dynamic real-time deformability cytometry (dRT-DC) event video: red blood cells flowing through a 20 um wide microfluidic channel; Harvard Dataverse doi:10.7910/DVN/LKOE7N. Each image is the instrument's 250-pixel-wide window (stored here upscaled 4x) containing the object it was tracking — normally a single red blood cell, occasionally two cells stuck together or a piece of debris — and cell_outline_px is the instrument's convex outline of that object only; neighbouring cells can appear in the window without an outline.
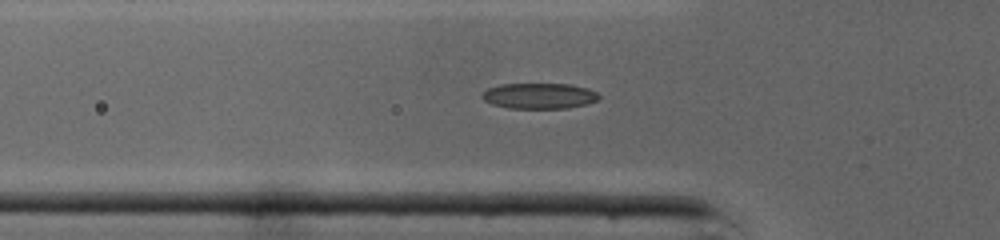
{"species": "common noctule bat (a hibernating species)", "species_latin": "Nyctalus noctula", "temperature_condition": "cold", "stored_images_in_passage": 28, "camera_frame_rate_fps": 3000, "um_per_image_px": 0.085, "animal": {"sex": "male", "body_mass_g": 19.0, "forearm_length_mm": 50.8}, "frame": {"image": 1, "passage_image": 2, "time_ms": 0.333, "image_size_px": [1000, 240], "cell_outline_px": [[600, 100], [588, 104], [568, 108], [508, 108], [492, 104], [484, 100], [480, 96], [488, 88], [500, 84], [572, 84], [588, 88], [596, 92], [600, 96]], "centroid_in_image_um": [45.87, 8.15], "position_along_channel_um": 79.9, "area_um2": 17.63}}
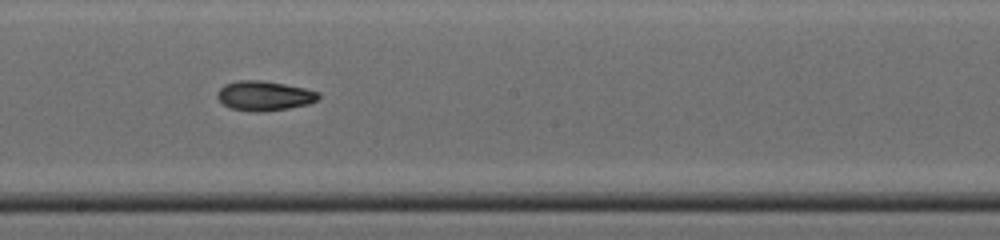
{"frame": {"image": 2, "passage_image": 12, "time_ms": 3.667, "image_size_px": [1000, 240], "cell_outline_px": [[320, 96], [316, 100], [308, 104], [288, 108], [264, 112], [256, 112], [232, 108], [224, 104], [216, 96], [216, 92], [224, 84], [236, 80], [260, 80], [284, 84], [304, 88], [320, 92]], "centroid_in_image_um": [22.45, 8.13], "position_along_channel_um": 225.8, "area_um2": 17.46}}
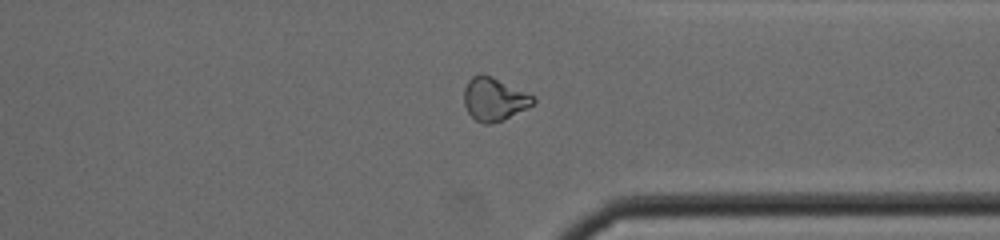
{"frame": {"image": 3, "passage_image": 22, "time_ms": 7.0, "image_size_px": [1000, 240], "cell_outline_px": [[536, 100], [528, 108], [504, 120], [488, 124], [484, 124], [476, 120], [468, 112], [464, 104], [464, 88], [468, 80], [472, 76], [480, 72], [492, 76], [536, 96]], "centroid_in_image_um": [42.01, 8.41], "position_along_channel_um": 369.4, "area_um2": 17.63}, "authors_computed_cell_mechanics": {"area_um2": 17.1666, "velocity_mm_per_s": 4.3767, "shape_relaxation_time_tau1_ms": 6.6922, "shape_relaxation_time_tau2_ms": null, "deformation_change_tau1": 0.2033, "deformation_change_tau2": null}}